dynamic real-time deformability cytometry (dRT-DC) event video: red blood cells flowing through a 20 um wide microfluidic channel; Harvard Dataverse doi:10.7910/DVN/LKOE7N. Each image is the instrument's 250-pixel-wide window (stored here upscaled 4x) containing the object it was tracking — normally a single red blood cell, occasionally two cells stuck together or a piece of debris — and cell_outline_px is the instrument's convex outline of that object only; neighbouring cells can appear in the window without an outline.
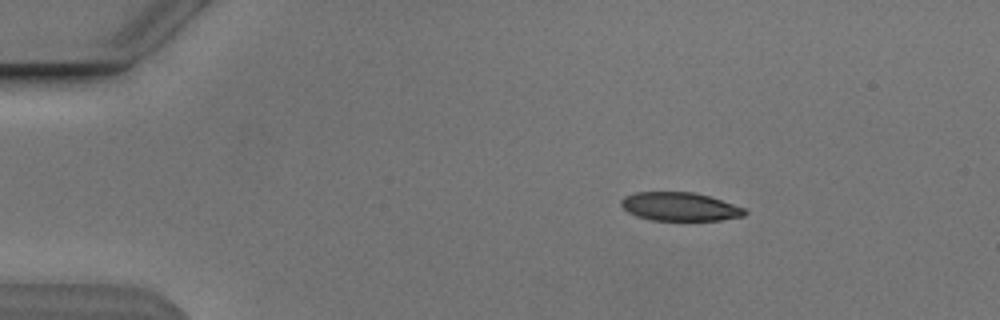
{"species": "Egyptian fruit bat (a non-hibernating species)", "species_latin": "Rousettus aegyptiacus", "temperature_condition": "cold", "stored_images_in_passage": 9, "camera_frame_rate_fps": 3000, "um_per_image_px": 0.085, "animal": {"sex": "male"}, "frame": {"image": 1, "passage_image": 1, "time_ms": 0.0, "image_size_px": [1000, 320], "cell_outline_px": [[748, 212], [744, 216], [720, 220], [652, 220], [636, 216], [628, 212], [620, 204], [620, 200], [624, 196], [636, 192], [696, 192], [744, 208]], "centroid_in_image_um": [57.75, 17.56], "position_along_channel_um": 27.2, "area_um2": 20.46}}